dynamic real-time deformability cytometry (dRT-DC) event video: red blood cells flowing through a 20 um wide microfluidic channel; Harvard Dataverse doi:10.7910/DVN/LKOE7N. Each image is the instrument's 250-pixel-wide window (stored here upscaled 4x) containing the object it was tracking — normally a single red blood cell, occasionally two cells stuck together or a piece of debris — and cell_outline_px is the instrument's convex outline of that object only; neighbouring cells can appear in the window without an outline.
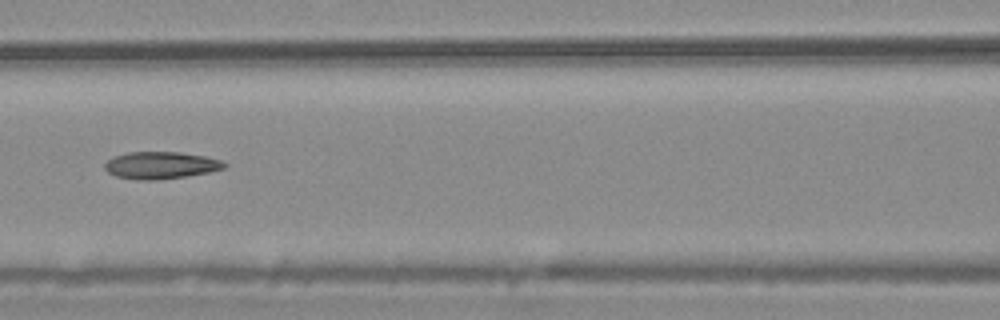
{"species": "common noctule bat (a hibernating species)", "species_latin": "Nyctalus noctula", "temperature_condition": "warm", "stored_images_in_passage": 6, "camera_frame_rate_fps": 3000, "um_per_image_px": 0.085, "animal": {"sex": "male", "body_mass_g": 20.4}, "frame": {"image": 1, "passage_image": 6, "time_ms": 1.667, "image_size_px": [1000, 320], "cell_outline_px": [[228, 164], [224, 168], [208, 172], [188, 176], [152, 180], [136, 180], [116, 176], [108, 172], [104, 168], [104, 164], [112, 156], [128, 152], [180, 152], [204, 156], [220, 160]], "centroid_in_image_um": [13.63, 14.04], "position_along_channel_um": 153.0, "area_um2": 18.9}}